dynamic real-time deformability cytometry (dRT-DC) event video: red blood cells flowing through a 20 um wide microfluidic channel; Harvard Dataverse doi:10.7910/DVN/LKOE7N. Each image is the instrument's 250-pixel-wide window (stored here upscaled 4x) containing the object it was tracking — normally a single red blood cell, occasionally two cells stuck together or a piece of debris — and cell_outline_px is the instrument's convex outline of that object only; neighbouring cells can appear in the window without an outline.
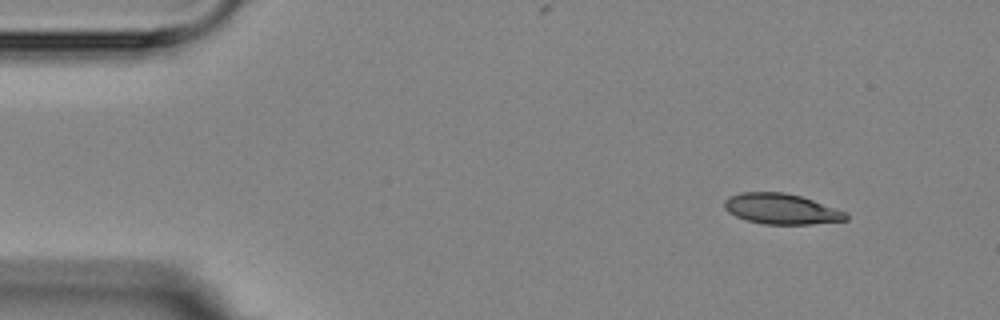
{"species": "Egyptian fruit bat (a non-hibernating species)", "species_latin": "Rousettus aegyptiacus", "temperature_condition": "room temperature", "stored_images_in_passage": 4, "camera_frame_rate_fps": 3000, "um_per_image_px": 0.085, "animal": {"sex": "female"}, "frame": {"image": 1, "passage_image": 1, "time_ms": 0.0, "image_size_px": [1000, 320], "cell_outline_px": [[848, 220], [812, 224], [764, 224], [748, 220], [736, 216], [728, 212], [724, 208], [724, 200], [728, 196], [740, 192], [784, 192], [800, 196], [848, 212]], "centroid_in_image_um": [66.41, 17.75], "position_along_channel_um": 18.6, "area_um2": 21.68}}
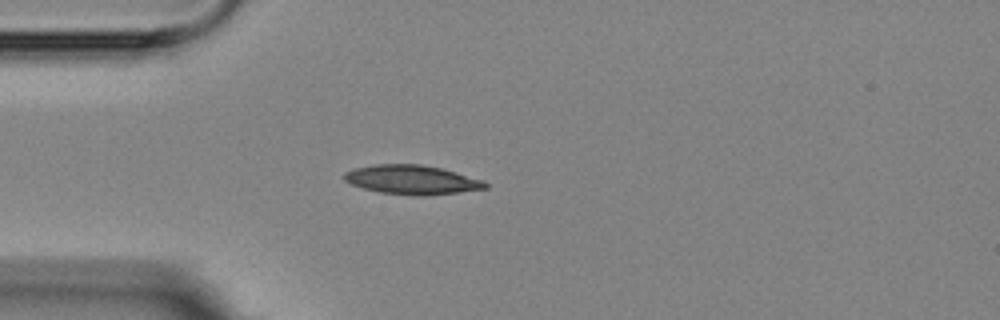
{"frame": {"image": 2, "passage_image": 3, "time_ms": 3.0, "image_size_px": [1000, 320], "cell_outline_px": [[488, 188], [424, 196], [420, 196], [380, 192], [364, 188], [352, 184], [344, 180], [344, 172], [352, 168], [376, 164], [420, 164], [440, 168], [484, 180], [488, 184]], "centroid_in_image_um": [35.0, 15.27], "position_along_channel_um": 50.0, "area_um2": 23.81}}